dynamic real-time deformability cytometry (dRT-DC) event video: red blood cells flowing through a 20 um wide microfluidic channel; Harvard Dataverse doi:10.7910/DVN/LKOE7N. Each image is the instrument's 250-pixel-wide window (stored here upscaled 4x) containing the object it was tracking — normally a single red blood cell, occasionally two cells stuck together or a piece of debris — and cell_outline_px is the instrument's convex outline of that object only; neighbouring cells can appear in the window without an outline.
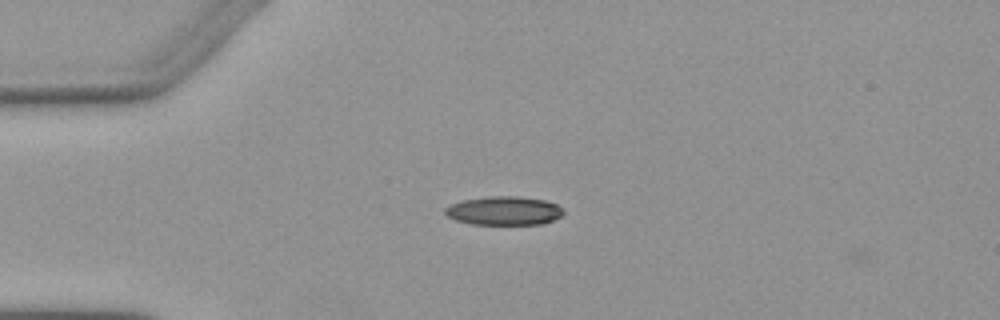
{"species": "Egyptian fruit bat (a non-hibernating species)", "species_latin": "Rousettus aegyptiacus", "temperature_condition": "warm", "stored_images_in_passage": 2, "camera_frame_rate_fps": 3000, "um_per_image_px": 0.085, "animal": {"sex": "female"}, "frame": {"image": 1, "passage_image": 1, "time_ms": 0.0, "image_size_px": [1000, 320], "cell_outline_px": [[564, 212], [560, 216], [552, 220], [540, 224], [472, 224], [456, 220], [448, 216], [444, 212], [444, 208], [448, 204], [464, 200], [488, 196], [520, 196], [544, 200], [556, 204], [564, 208]], "centroid_in_image_um": [42.82, 17.9], "position_along_channel_um": 42.2, "area_um2": 19.83}}